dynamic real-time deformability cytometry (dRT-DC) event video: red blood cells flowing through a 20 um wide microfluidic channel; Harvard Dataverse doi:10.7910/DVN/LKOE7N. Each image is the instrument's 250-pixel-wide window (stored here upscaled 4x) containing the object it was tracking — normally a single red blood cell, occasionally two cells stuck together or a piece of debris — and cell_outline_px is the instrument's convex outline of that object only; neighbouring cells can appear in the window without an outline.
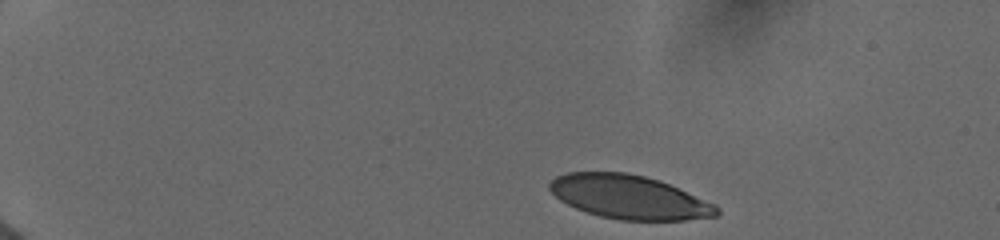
{"species": "human", "species_latin": "Homo sapiens", "temperature_condition": "cold", "stored_images_in_passage": 5, "camera_frame_rate_fps": 3000, "um_per_image_px": 0.085, "donor": {"sex": "female"}, "frame": {"image": 1, "passage_image": 1, "time_ms": 0.0, "image_size_px": [1000, 240], "cell_outline_px": [[720, 212], [716, 216], [688, 220], [620, 220], [600, 216], [576, 208], [560, 200], [548, 188], [548, 184], [556, 176], [564, 172], [628, 172], [660, 180], [716, 204], [720, 208]], "centroid_in_image_um": [53.5, 16.74], "position_along_channel_um": 31.5, "area_um2": 42.71}}
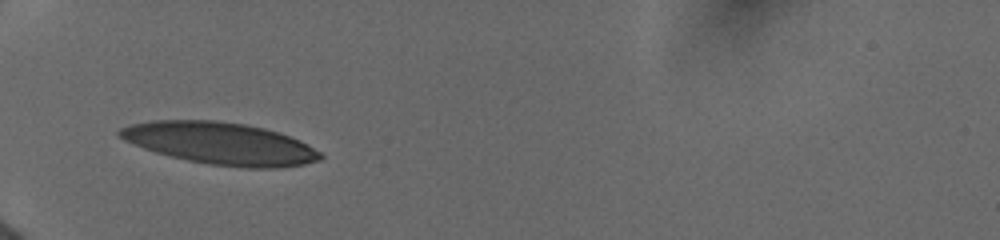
{"frame": {"image": 2, "passage_image": 4, "time_ms": 3.333, "image_size_px": [1000, 240], "cell_outline_px": [[324, 156], [320, 160], [304, 164], [280, 168], [244, 168], [208, 164], [188, 160], [156, 152], [144, 148], [124, 140], [116, 132], [120, 128], [132, 124], [152, 120], [216, 120], [244, 124], [264, 128], [300, 140], [308, 144], [320, 152]], "centroid_in_image_um": [18.75, 12.19], "position_along_channel_um": 66.3, "area_um2": 49.07}}